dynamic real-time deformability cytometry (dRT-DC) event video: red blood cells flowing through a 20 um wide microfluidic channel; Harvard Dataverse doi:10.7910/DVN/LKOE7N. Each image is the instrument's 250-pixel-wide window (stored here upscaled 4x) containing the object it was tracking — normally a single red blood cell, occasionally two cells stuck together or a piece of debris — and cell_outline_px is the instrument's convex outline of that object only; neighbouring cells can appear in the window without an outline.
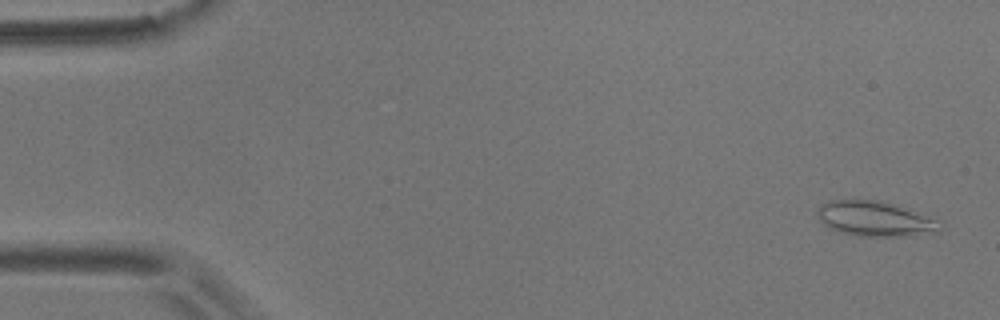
{"species": "common noctule bat (a hibernating species)", "species_latin": "Nyctalus noctula", "temperature_condition": "room temperature", "stored_images_in_passage": 56, "camera_frame_rate_fps": 3000, "um_per_image_px": 0.085, "animal": {"sex": "male", "body_mass_g": 17.9}, "frame": {"image": 1, "passage_image": 2, "time_ms": 0.333, "image_size_px": [1000, 320], "cell_outline_px": [[944, 228], [936, 232], [916, 236], [856, 236], [840, 232], [824, 224], [816, 216], [816, 212], [820, 204], [828, 200], [852, 196], [884, 200], [912, 208], [940, 220], [944, 224]], "centroid_in_image_um": [74.42, 18.53], "position_along_channel_um": 10.6, "area_um2": 26.76}}
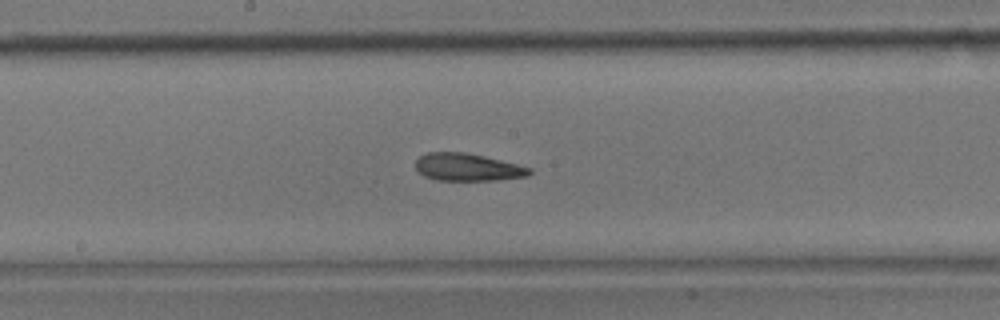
{"frame": {"image": 2, "passage_image": 29, "time_ms": 9.333, "image_size_px": [1000, 320], "cell_outline_px": [[532, 172], [528, 176], [492, 180], [436, 180], [424, 176], [416, 168], [416, 160], [420, 156], [428, 152], [464, 152], [484, 156], [532, 168]], "centroid_in_image_um": [39.73, 14.21], "position_along_channel_um": 208.5, "area_um2": 18.09}}
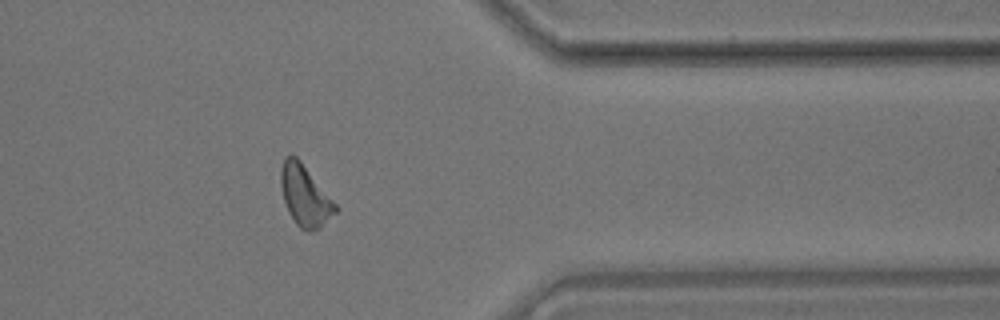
{"frame": {"image": 3, "passage_image": 45, "time_ms": 14.667, "image_size_px": [1000, 320], "cell_outline_px": [[336, 212], [320, 228], [308, 232], [300, 228], [296, 224], [288, 212], [284, 200], [280, 184], [280, 168], [284, 156], [296, 156], [300, 160], [336, 204]], "centroid_in_image_um": [25.89, 16.63], "position_along_channel_um": 385.5, "area_um2": 19.19}, "authors_computed_cell_mechanics": {"area_um2": 18.9006, "velocity_mm_per_s": 3.5846, "shape_relaxation_time_tau1_ms": 5.1713, "shape_relaxation_time_tau2_ms": 3.0285, "deformation_change_tau1": 0.1276, "deformation_change_tau2": 0.1266}}